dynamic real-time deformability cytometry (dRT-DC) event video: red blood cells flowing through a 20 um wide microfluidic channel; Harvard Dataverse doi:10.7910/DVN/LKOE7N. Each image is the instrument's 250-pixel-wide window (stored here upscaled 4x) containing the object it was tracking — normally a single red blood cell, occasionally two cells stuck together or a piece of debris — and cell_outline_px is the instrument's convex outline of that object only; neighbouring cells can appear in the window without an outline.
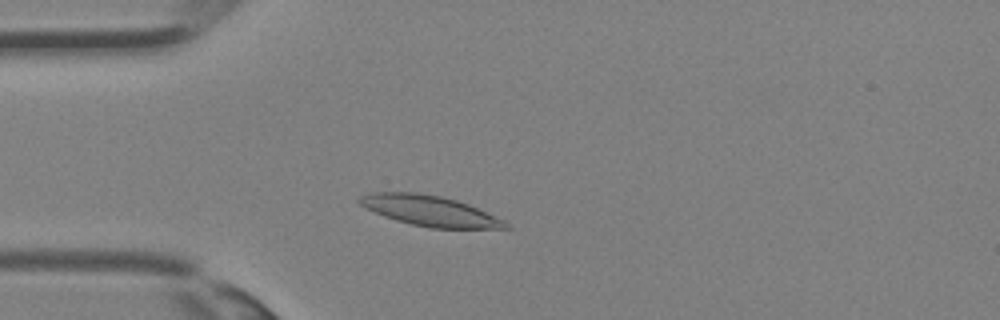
{"species": "Egyptian fruit bat (a non-hibernating species)", "species_latin": "Rousettus aegyptiacus", "temperature_condition": "room temperature", "stored_images_in_passage": 32, "camera_frame_rate_fps": 3000, "um_per_image_px": 0.085, "animal": {"sex": "female"}, "frame": {"image": 1, "passage_image": 6, "time_ms": 1.667, "image_size_px": [1000, 320], "cell_outline_px": [[512, 228], [432, 228], [412, 224], [396, 220], [384, 216], [364, 208], [356, 200], [360, 196], [372, 192], [416, 192], [440, 196], [456, 200], [468, 204], [504, 220]], "centroid_in_image_um": [36.49, 17.91], "position_along_channel_um": 48.5, "area_um2": 25.72}}
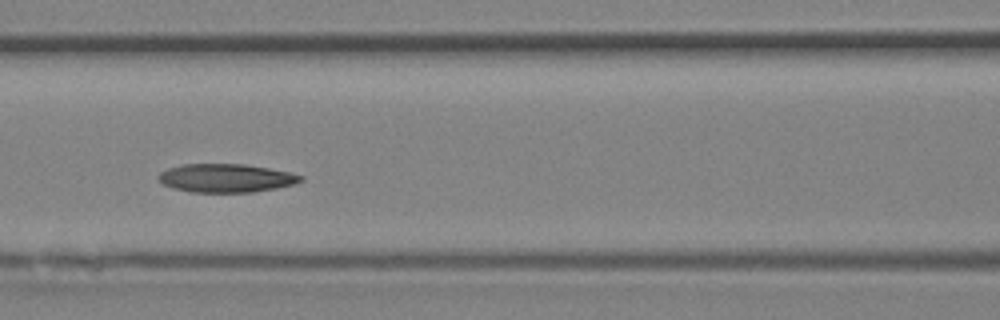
{"frame": {"image": 2, "passage_image": 12, "time_ms": 3.667, "image_size_px": [1000, 320], "cell_outline_px": [[304, 180], [292, 184], [276, 188], [252, 192], [192, 192], [172, 188], [164, 184], [156, 176], [160, 172], [168, 168], [180, 164], [244, 164], [268, 168], [288, 172], [304, 176]], "centroid_in_image_um": [19.18, 15.13], "position_along_channel_um": 147.4, "area_um2": 23.52}}
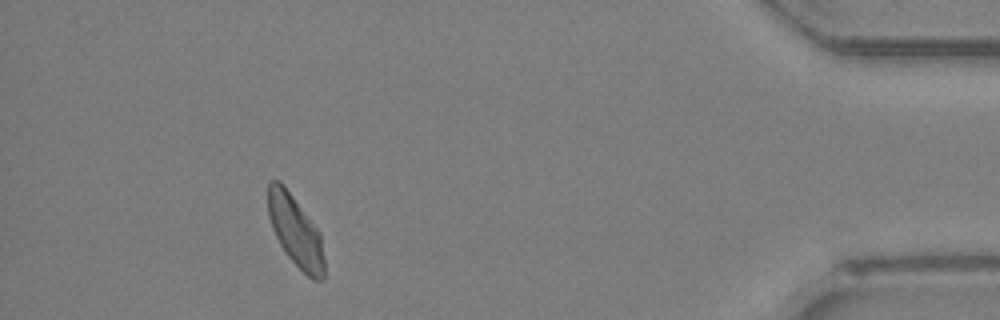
{"frame": {"image": 3, "passage_image": 29, "time_ms": 9.333, "image_size_px": [1000, 320], "cell_outline_px": [[324, 276], [320, 280], [312, 280], [288, 256], [280, 244], [272, 228], [268, 216], [268, 184], [272, 180], [280, 180], [320, 232], [324, 260]], "centroid_in_image_um": [25.11, 19.64], "position_along_channel_um": 410.1, "area_um2": 22.89}}